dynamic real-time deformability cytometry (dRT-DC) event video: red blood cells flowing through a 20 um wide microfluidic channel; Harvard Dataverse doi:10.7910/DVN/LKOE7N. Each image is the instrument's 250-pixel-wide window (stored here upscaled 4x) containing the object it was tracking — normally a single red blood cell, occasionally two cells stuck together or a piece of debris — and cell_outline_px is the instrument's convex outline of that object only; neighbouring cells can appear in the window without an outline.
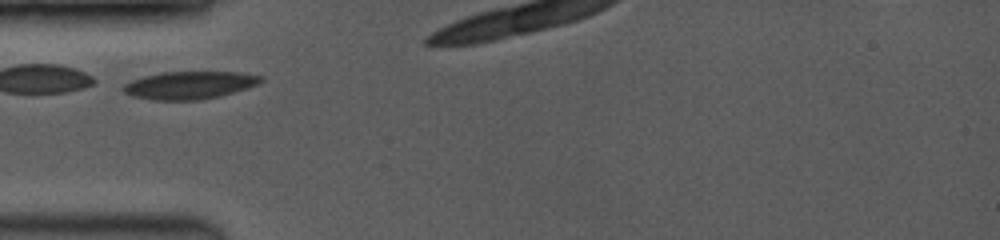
{"species": "common noctule bat (a hibernating species)", "species_latin": "Nyctalus noctula", "temperature_condition": "room temperature", "stored_images_in_passage": 8, "camera_frame_rate_fps": 3500, "um_per_image_px": 0.085, "animal": {"sex": "female", "body_mass_g": 19.0, "forearm_length_mm": 53.3}, "frame": {"image": 1, "passage_image": 1, "time_ms": 0.0, "image_size_px": [1000, 240], "cell_outline_px": [[264, 80], [256, 84], [220, 96], [200, 100], [152, 100], [132, 96], [124, 92], [124, 84], [132, 80], [144, 76], [160, 72], [240, 72], [264, 76]], "centroid_in_image_um": [16.1, 7.23], "position_along_channel_um": 68.9, "area_um2": 22.08}}